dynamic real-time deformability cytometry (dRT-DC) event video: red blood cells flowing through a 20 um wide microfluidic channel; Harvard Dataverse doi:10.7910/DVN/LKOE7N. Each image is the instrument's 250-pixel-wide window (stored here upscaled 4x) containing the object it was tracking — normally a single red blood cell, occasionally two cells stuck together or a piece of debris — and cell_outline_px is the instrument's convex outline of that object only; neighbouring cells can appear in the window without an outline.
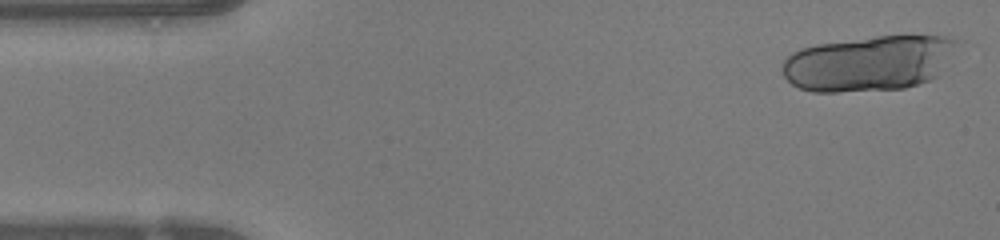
{"species": "human", "species_latin": "Homo sapiens", "temperature_condition": "warm", "stored_images_in_passage": 15, "camera_frame_rate_fps": 3000, "um_per_image_px": 0.085, "donor": {"sex": "female"}, "frame": {"image": 1, "passage_image": 1, "time_ms": 0.0, "image_size_px": [1000, 240], "cell_outline_px": [[964, 40], [936, 76], [928, 80], [904, 88], [836, 92], [812, 92], [800, 88], [792, 84], [784, 76], [784, 60], [792, 52], [800, 48], [816, 44], [876, 36], [944, 36]], "centroid_in_image_um": [73.88, 5.36], "position_along_channel_um": 11.1, "area_um2": 56.41}}